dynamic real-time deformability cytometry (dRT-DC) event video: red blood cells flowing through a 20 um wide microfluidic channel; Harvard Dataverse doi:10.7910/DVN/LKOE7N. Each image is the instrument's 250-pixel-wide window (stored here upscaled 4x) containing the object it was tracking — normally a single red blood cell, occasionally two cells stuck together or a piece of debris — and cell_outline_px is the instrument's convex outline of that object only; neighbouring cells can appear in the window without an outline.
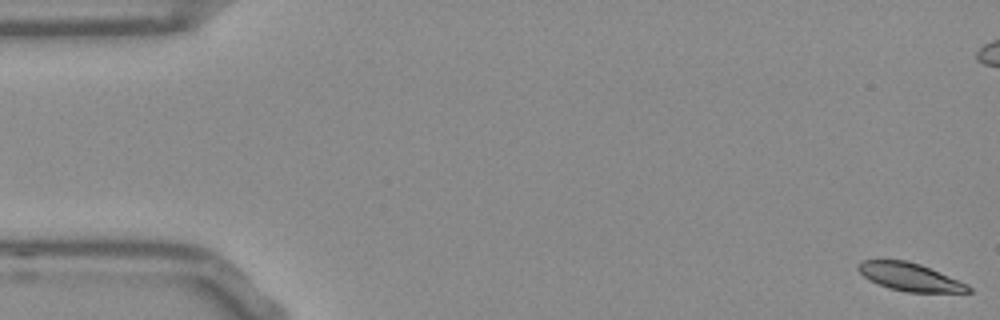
{"species": "Egyptian fruit bat (a non-hibernating species)", "species_latin": "Rousettus aegyptiacus", "temperature_condition": "room temperature", "stored_images_in_passage": 14, "camera_frame_rate_fps": 3000, "um_per_image_px": 0.085, "frame": {"image": 1, "passage_image": 1, "time_ms": 0.0, "image_size_px": [1000, 320], "cell_outline_px": [[972, 292], [908, 292], [892, 288], [868, 280], [856, 268], [864, 260], [908, 260], [920, 264], [968, 284], [972, 288]], "centroid_in_image_um": [77.37, 23.54], "position_along_channel_um": 7.6, "area_um2": 17.63}}